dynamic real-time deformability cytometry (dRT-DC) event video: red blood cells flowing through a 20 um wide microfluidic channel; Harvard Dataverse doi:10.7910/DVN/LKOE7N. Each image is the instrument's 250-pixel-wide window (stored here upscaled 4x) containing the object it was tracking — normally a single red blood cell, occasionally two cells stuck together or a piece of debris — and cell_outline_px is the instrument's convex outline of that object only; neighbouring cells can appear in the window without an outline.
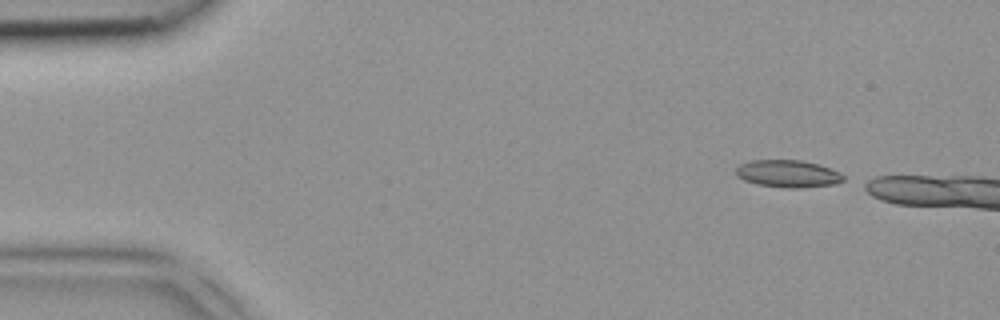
{"species": "common noctule bat (a hibernating species)", "species_latin": "Nyctalus noctula", "temperature_condition": "room temperature", "stored_images_in_passage": 3, "camera_frame_rate_fps": 3000, "um_per_image_px": 0.085, "animal": {"sex": "female", "body_mass_g": 18.4}, "frame": {"image": 1, "passage_image": 1, "time_ms": 0.0, "image_size_px": [1000, 320], "cell_outline_px": [[844, 180], [836, 184], [800, 188], [784, 188], [756, 184], [744, 180], [736, 176], [736, 168], [740, 164], [752, 160], [800, 160], [816, 164], [840, 172], [844, 176]], "centroid_in_image_um": [66.95, 14.77], "position_along_channel_um": 18.0, "area_um2": 17.11}}